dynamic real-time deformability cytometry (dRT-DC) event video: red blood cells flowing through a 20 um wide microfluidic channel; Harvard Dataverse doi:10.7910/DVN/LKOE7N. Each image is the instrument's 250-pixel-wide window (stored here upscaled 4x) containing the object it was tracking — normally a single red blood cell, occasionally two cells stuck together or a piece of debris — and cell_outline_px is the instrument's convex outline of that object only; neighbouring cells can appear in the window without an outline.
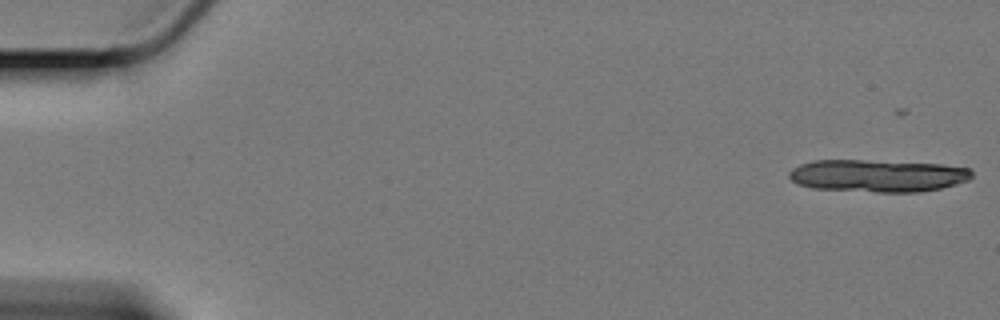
{"species": "Egyptian fruit bat (a non-hibernating species)", "species_latin": "Rousettus aegyptiacus", "temperature_condition": "cold", "stored_images_in_passage": 14, "camera_frame_rate_fps": 3000, "um_per_image_px": 0.085, "animal": {"sex": "female"}, "frame": {"image": 1, "passage_image": 1, "time_ms": 0.0, "image_size_px": [1000, 320], "cell_outline_px": [[972, 176], [968, 180], [940, 188], [920, 192], [876, 192], [812, 188], [796, 184], [788, 176], [788, 172], [792, 168], [800, 164], [816, 160], [864, 160], [940, 164], [968, 168], [972, 172]], "centroid_in_image_um": [74.55, 14.94], "position_along_channel_um": 10.4, "area_um2": 34.45}}